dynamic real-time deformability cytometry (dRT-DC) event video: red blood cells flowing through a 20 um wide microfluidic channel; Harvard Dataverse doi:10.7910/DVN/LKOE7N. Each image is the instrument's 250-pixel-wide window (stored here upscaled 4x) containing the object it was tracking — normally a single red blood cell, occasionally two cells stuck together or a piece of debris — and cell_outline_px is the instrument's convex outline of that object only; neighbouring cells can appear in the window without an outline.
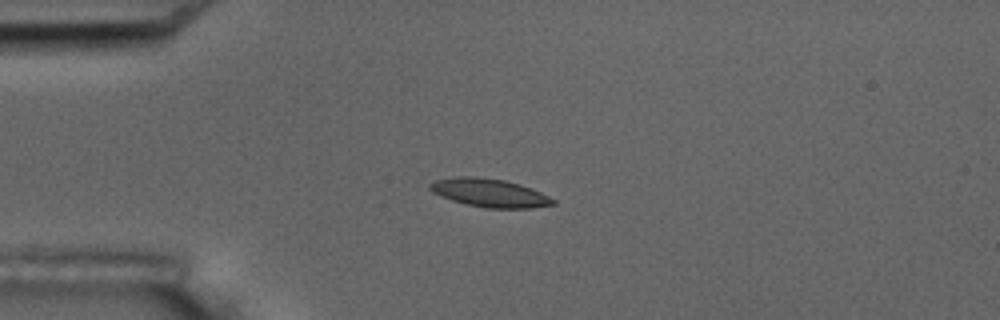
{"species": "common noctule bat (a hibernating species)", "species_latin": "Nyctalus noctula", "temperature_condition": "room temperature", "stored_images_in_passage": 6, "camera_frame_rate_fps": 3000, "um_per_image_px": 0.085, "animal": {"sex": "male", "body_mass_g": 17.5, "forearm_length_mm": 52.3}, "frame": {"image": 1, "passage_image": 4, "time_ms": 3.333, "image_size_px": [1000, 320], "cell_outline_px": [[556, 204], [532, 208], [488, 208], [468, 204], [452, 200], [440, 196], [432, 192], [428, 188], [428, 184], [436, 180], [456, 176], [476, 176], [504, 180], [520, 184], [532, 188], [556, 200]], "centroid_in_image_um": [41.61, 16.38], "position_along_channel_um": 43.4, "area_um2": 20.35}}